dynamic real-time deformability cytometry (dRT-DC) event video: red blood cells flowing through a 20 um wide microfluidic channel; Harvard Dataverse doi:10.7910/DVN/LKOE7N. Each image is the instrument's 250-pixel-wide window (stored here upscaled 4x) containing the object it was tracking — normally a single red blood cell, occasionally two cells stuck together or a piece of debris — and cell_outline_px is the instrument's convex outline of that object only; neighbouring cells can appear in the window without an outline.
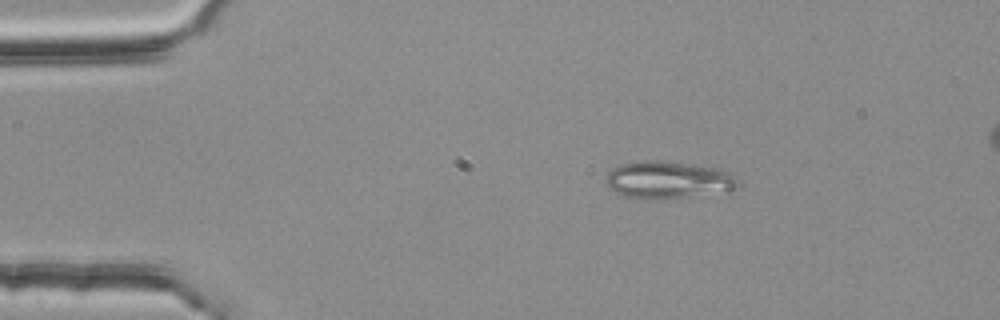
{"species": "common noctule bat (a hibernating species)", "species_latin": "Nyctalus noctula", "temperature_condition": "room temperature", "stored_images_in_passage": 46, "segment_of_instrument_passage": [1, 2], "camera_frame_rate_fps": 3000, "um_per_image_px": 0.085, "animal": {"sex": "female", "body_mass_g": 25.1}, "frame": {"image": 1, "passage_image": 1, "time_ms": 0.0, "image_size_px": [1000, 320], "cell_outline_px": [[740, 184], [728, 192], [656, 200], [640, 200], [624, 196], [608, 188], [604, 180], [604, 176], [612, 168], [620, 164], [636, 160], [656, 160], [696, 164], [720, 168], [728, 172]], "centroid_in_image_um": [56.73, 15.3], "position_along_channel_um": 28.3, "area_um2": 29.54}}